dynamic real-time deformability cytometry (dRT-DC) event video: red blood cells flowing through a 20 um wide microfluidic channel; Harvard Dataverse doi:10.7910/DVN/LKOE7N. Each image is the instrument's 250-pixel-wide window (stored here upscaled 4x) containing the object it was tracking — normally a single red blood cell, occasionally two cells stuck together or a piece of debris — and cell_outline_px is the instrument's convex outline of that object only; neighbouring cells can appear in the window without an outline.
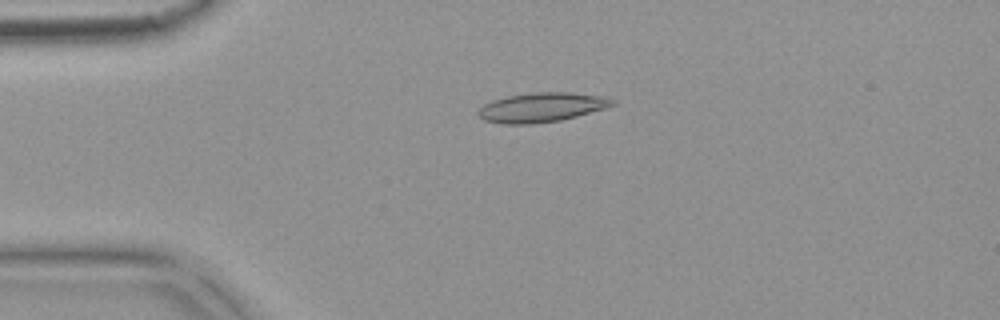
{"species": "common noctule bat (a hibernating species)", "species_latin": "Nyctalus noctula", "temperature_condition": "warm", "stored_images_in_passage": 53, "camera_frame_rate_fps": 3000, "um_per_image_px": 0.085, "animal": {"sex": "female", "body_mass_g": 18.4}, "frame": {"image": 1, "passage_image": 12, "time_ms": 3.667, "image_size_px": [1000, 320], "cell_outline_px": [[616, 104], [604, 108], [576, 116], [560, 120], [532, 124], [500, 124], [484, 120], [476, 112], [484, 104], [492, 100], [508, 96], [536, 92], [572, 92], [608, 96], [616, 100]], "centroid_in_image_um": [46.06, 9.11], "position_along_channel_um": 38.9, "area_um2": 23.12}}
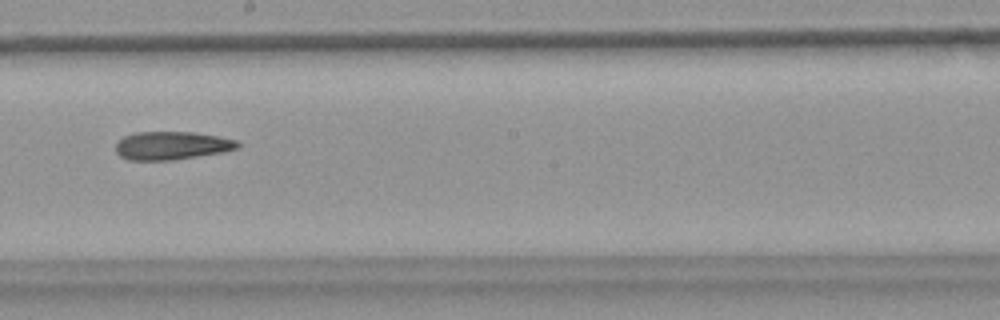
{"frame": {"image": 2, "passage_image": 30, "time_ms": 9.667, "image_size_px": [1000, 320], "cell_outline_px": [[240, 148], [224, 152], [172, 160], [128, 160], [120, 156], [116, 152], [116, 144], [124, 136], [136, 132], [192, 132], [216, 136], [236, 140], [240, 144]], "centroid_in_image_um": [14.6, 12.38], "position_along_channel_um": 233.6, "area_um2": 20.0}}
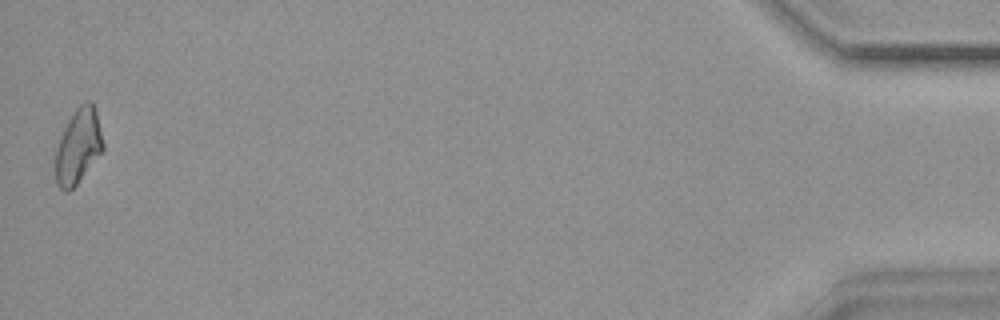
{"frame": {"image": 3, "passage_image": 53, "time_ms": 17.333, "image_size_px": [1000, 320], "cell_outline_px": [[104, 148], [76, 184], [68, 192], [64, 192], [56, 184], [56, 148], [60, 136], [68, 120], [76, 108], [80, 104], [88, 100], [92, 104], [96, 112], [104, 144]], "centroid_in_image_um": [6.63, 12.43], "position_along_channel_um": 428.6, "area_um2": 20.35}, "authors_computed_cell_mechanics": {"area_um2": 20.6924, "velocity_mm_per_s": 3.7577, "shape_relaxation_time_tau1_ms": null, "shape_relaxation_time_tau2_ms": 6.103, "deformation_change_tau1": null, "deformation_change_tau2": 0.1481}}